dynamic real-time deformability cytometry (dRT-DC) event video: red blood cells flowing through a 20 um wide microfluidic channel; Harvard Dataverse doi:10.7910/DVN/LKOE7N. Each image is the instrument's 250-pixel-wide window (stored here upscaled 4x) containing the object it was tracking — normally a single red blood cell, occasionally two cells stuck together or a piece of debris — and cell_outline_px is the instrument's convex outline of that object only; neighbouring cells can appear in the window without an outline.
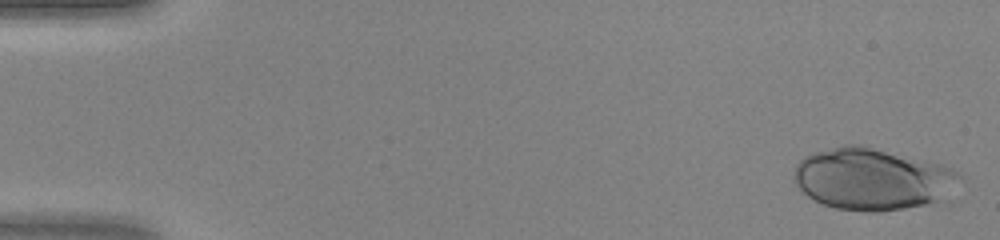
{"species": "human", "species_latin": "Homo sapiens", "temperature_condition": "warm", "stored_images_in_passage": 46, "camera_frame_rate_fps": 3000, "um_per_image_px": 0.085, "donor": {"sex": "female"}, "frame": {"image": 1, "passage_image": 1, "time_ms": 0.0, "image_size_px": [1000, 240], "cell_outline_px": [[964, 176], [944, 200], [904, 208], [880, 212], [864, 212], [836, 208], [824, 204], [808, 196], [792, 180], [792, 176], [796, 164], [804, 156], [812, 152], [844, 144], [860, 144], [940, 164], [952, 168]], "centroid_in_image_um": [74.14, 15.21], "position_along_channel_um": 10.9, "area_um2": 60.0}}
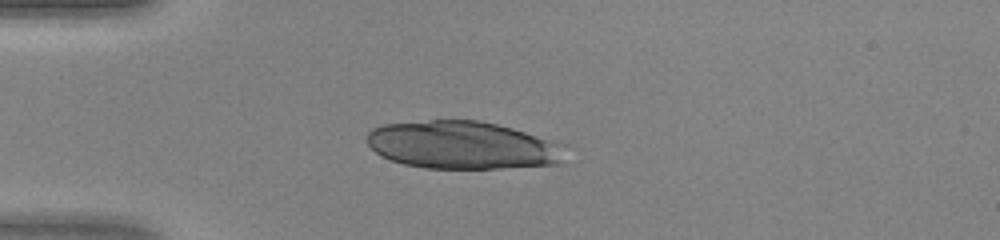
{"frame": {"image": 2, "passage_image": 12, "time_ms": 3.667, "image_size_px": [1000, 240], "cell_outline_px": [[568, 144], [560, 164], [500, 168], [424, 168], [404, 164], [380, 156], [368, 144], [368, 132], [372, 128], [384, 124], [428, 120], [480, 120], [560, 140]], "centroid_in_image_um": [39.4, 12.33], "position_along_channel_um": 45.6, "area_um2": 55.95}}